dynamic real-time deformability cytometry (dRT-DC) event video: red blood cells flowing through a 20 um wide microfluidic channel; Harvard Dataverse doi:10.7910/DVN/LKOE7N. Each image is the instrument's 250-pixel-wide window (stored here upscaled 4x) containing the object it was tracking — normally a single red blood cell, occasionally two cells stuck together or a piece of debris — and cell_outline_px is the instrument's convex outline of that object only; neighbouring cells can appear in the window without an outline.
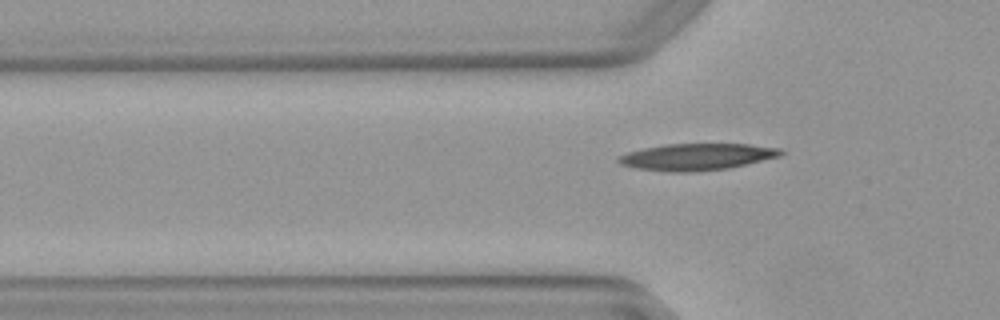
{"species": "Egyptian fruit bat (a non-hibernating species)", "species_latin": "Rousettus aegyptiacus", "temperature_condition": "warm", "stored_images_in_passage": 6, "camera_frame_rate_fps": 3000, "um_per_image_px": 0.085, "animal": {"sex": "female"}, "frame": {"image": 1, "passage_image": 5, "time_ms": 1.333, "image_size_px": [1000, 320], "cell_outline_px": [[784, 152], [780, 156], [728, 168], [696, 172], [668, 172], [636, 168], [620, 164], [616, 160], [616, 156], [628, 152], [644, 148], [664, 144], [748, 144], [780, 148]], "centroid_in_image_um": [59.19, 13.33], "position_along_channel_um": 66.6, "area_um2": 25.32}}
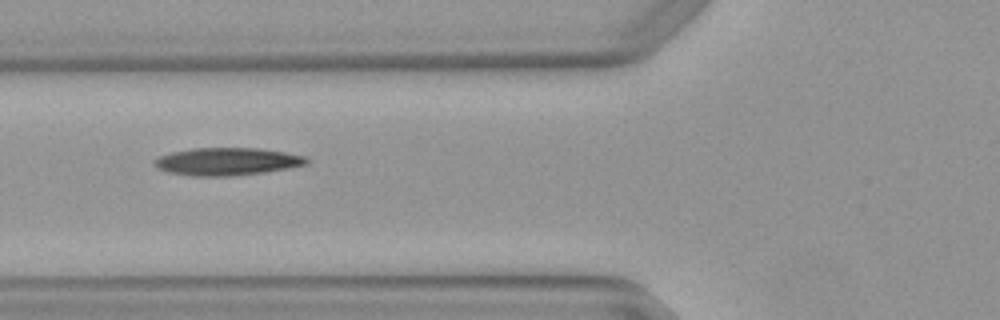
{"frame": {"image": 2, "passage_image": 6, "time_ms": 1.667, "image_size_px": [1000, 320], "cell_outline_px": [[312, 160], [308, 164], [288, 168], [264, 172], [232, 176], [192, 176], [168, 172], [156, 168], [152, 164], [152, 160], [160, 156], [172, 152], [192, 148], [256, 148], [284, 152], [308, 156]], "centroid_in_image_um": [19.31, 13.73], "position_along_channel_um": 106.5, "area_um2": 24.74}}